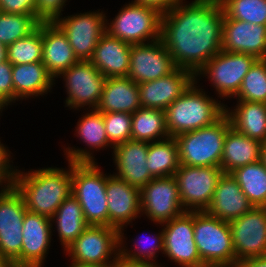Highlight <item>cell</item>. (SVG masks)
<instances>
[{"instance_id":"obj_1","label":"cell","mask_w":266,"mask_h":267,"mask_svg":"<svg viewBox=\"0 0 266 267\" xmlns=\"http://www.w3.org/2000/svg\"><path fill=\"white\" fill-rule=\"evenodd\" d=\"M184 3L162 14L160 39L176 67L196 74L222 50L224 11L219 0Z\"/></svg>"},{"instance_id":"obj_2","label":"cell","mask_w":266,"mask_h":267,"mask_svg":"<svg viewBox=\"0 0 266 267\" xmlns=\"http://www.w3.org/2000/svg\"><path fill=\"white\" fill-rule=\"evenodd\" d=\"M66 170L57 167L18 169L14 187L24 199L28 211L51 218L62 202L72 194L71 162Z\"/></svg>"},{"instance_id":"obj_3","label":"cell","mask_w":266,"mask_h":267,"mask_svg":"<svg viewBox=\"0 0 266 267\" xmlns=\"http://www.w3.org/2000/svg\"><path fill=\"white\" fill-rule=\"evenodd\" d=\"M197 85V81H194L165 109L166 127L170 137L210 126L225 114L226 105L207 95Z\"/></svg>"},{"instance_id":"obj_4","label":"cell","mask_w":266,"mask_h":267,"mask_svg":"<svg viewBox=\"0 0 266 267\" xmlns=\"http://www.w3.org/2000/svg\"><path fill=\"white\" fill-rule=\"evenodd\" d=\"M231 127L224 114L214 124L175 136L180 165L220 167L224 140Z\"/></svg>"},{"instance_id":"obj_5","label":"cell","mask_w":266,"mask_h":267,"mask_svg":"<svg viewBox=\"0 0 266 267\" xmlns=\"http://www.w3.org/2000/svg\"><path fill=\"white\" fill-rule=\"evenodd\" d=\"M72 194L88 225L109 226L106 174L96 163L71 162Z\"/></svg>"},{"instance_id":"obj_6","label":"cell","mask_w":266,"mask_h":267,"mask_svg":"<svg viewBox=\"0 0 266 267\" xmlns=\"http://www.w3.org/2000/svg\"><path fill=\"white\" fill-rule=\"evenodd\" d=\"M194 240L204 266L235 267L236 257L228 221L206 211H194Z\"/></svg>"},{"instance_id":"obj_7","label":"cell","mask_w":266,"mask_h":267,"mask_svg":"<svg viewBox=\"0 0 266 267\" xmlns=\"http://www.w3.org/2000/svg\"><path fill=\"white\" fill-rule=\"evenodd\" d=\"M161 18L155 8L126 3L110 23L106 21V32L129 44L153 42L160 39Z\"/></svg>"},{"instance_id":"obj_8","label":"cell","mask_w":266,"mask_h":267,"mask_svg":"<svg viewBox=\"0 0 266 267\" xmlns=\"http://www.w3.org/2000/svg\"><path fill=\"white\" fill-rule=\"evenodd\" d=\"M256 60L249 54L221 50L195 74V81H198L200 76H208L217 97L221 100L225 97L235 98L243 78Z\"/></svg>"},{"instance_id":"obj_9","label":"cell","mask_w":266,"mask_h":267,"mask_svg":"<svg viewBox=\"0 0 266 267\" xmlns=\"http://www.w3.org/2000/svg\"><path fill=\"white\" fill-rule=\"evenodd\" d=\"M65 252L72 263L113 264L119 255V230L111 226L89 225Z\"/></svg>"},{"instance_id":"obj_10","label":"cell","mask_w":266,"mask_h":267,"mask_svg":"<svg viewBox=\"0 0 266 267\" xmlns=\"http://www.w3.org/2000/svg\"><path fill=\"white\" fill-rule=\"evenodd\" d=\"M27 208L15 187L0 190V253L21 267L22 228Z\"/></svg>"},{"instance_id":"obj_11","label":"cell","mask_w":266,"mask_h":267,"mask_svg":"<svg viewBox=\"0 0 266 267\" xmlns=\"http://www.w3.org/2000/svg\"><path fill=\"white\" fill-rule=\"evenodd\" d=\"M223 173L220 167L179 165L174 176L185 211H206Z\"/></svg>"},{"instance_id":"obj_12","label":"cell","mask_w":266,"mask_h":267,"mask_svg":"<svg viewBox=\"0 0 266 267\" xmlns=\"http://www.w3.org/2000/svg\"><path fill=\"white\" fill-rule=\"evenodd\" d=\"M95 11L61 16L55 21L66 34L79 61L91 60L98 41L106 32V13Z\"/></svg>"},{"instance_id":"obj_13","label":"cell","mask_w":266,"mask_h":267,"mask_svg":"<svg viewBox=\"0 0 266 267\" xmlns=\"http://www.w3.org/2000/svg\"><path fill=\"white\" fill-rule=\"evenodd\" d=\"M141 214L161 226L183 213L175 176L153 178L140 189Z\"/></svg>"},{"instance_id":"obj_14","label":"cell","mask_w":266,"mask_h":267,"mask_svg":"<svg viewBox=\"0 0 266 267\" xmlns=\"http://www.w3.org/2000/svg\"><path fill=\"white\" fill-rule=\"evenodd\" d=\"M61 77L68 96L65 107L76 110L84 106L89 110L98 107L106 77L90 61H79L57 78Z\"/></svg>"},{"instance_id":"obj_15","label":"cell","mask_w":266,"mask_h":267,"mask_svg":"<svg viewBox=\"0 0 266 267\" xmlns=\"http://www.w3.org/2000/svg\"><path fill=\"white\" fill-rule=\"evenodd\" d=\"M229 225L236 263L266 256V207L253 206Z\"/></svg>"},{"instance_id":"obj_16","label":"cell","mask_w":266,"mask_h":267,"mask_svg":"<svg viewBox=\"0 0 266 267\" xmlns=\"http://www.w3.org/2000/svg\"><path fill=\"white\" fill-rule=\"evenodd\" d=\"M163 254L181 267H203L194 240V211L162 223Z\"/></svg>"},{"instance_id":"obj_17","label":"cell","mask_w":266,"mask_h":267,"mask_svg":"<svg viewBox=\"0 0 266 267\" xmlns=\"http://www.w3.org/2000/svg\"><path fill=\"white\" fill-rule=\"evenodd\" d=\"M176 68L161 39L144 44H131L127 77L137 84L167 76Z\"/></svg>"},{"instance_id":"obj_18","label":"cell","mask_w":266,"mask_h":267,"mask_svg":"<svg viewBox=\"0 0 266 267\" xmlns=\"http://www.w3.org/2000/svg\"><path fill=\"white\" fill-rule=\"evenodd\" d=\"M109 226L119 232L141 216L140 189L115 175H106Z\"/></svg>"},{"instance_id":"obj_19","label":"cell","mask_w":266,"mask_h":267,"mask_svg":"<svg viewBox=\"0 0 266 267\" xmlns=\"http://www.w3.org/2000/svg\"><path fill=\"white\" fill-rule=\"evenodd\" d=\"M195 81V74L184 68H176L167 76L138 83L141 107L165 110Z\"/></svg>"},{"instance_id":"obj_20","label":"cell","mask_w":266,"mask_h":267,"mask_svg":"<svg viewBox=\"0 0 266 267\" xmlns=\"http://www.w3.org/2000/svg\"><path fill=\"white\" fill-rule=\"evenodd\" d=\"M222 51L245 53L256 59H266V25L224 18Z\"/></svg>"},{"instance_id":"obj_21","label":"cell","mask_w":266,"mask_h":267,"mask_svg":"<svg viewBox=\"0 0 266 267\" xmlns=\"http://www.w3.org/2000/svg\"><path fill=\"white\" fill-rule=\"evenodd\" d=\"M51 218L26 211L22 228L21 267H42L52 239Z\"/></svg>"},{"instance_id":"obj_22","label":"cell","mask_w":266,"mask_h":267,"mask_svg":"<svg viewBox=\"0 0 266 267\" xmlns=\"http://www.w3.org/2000/svg\"><path fill=\"white\" fill-rule=\"evenodd\" d=\"M148 142L127 140L113 147V160L116 166V177L129 185L141 189L154 177L147 167Z\"/></svg>"},{"instance_id":"obj_23","label":"cell","mask_w":266,"mask_h":267,"mask_svg":"<svg viewBox=\"0 0 266 267\" xmlns=\"http://www.w3.org/2000/svg\"><path fill=\"white\" fill-rule=\"evenodd\" d=\"M85 115H82L75 127V135L80 138L83 143L89 148L64 147V154L68 162L74 163H96L91 150H102L103 148L113 146L109 143L105 130L103 115L96 109H90ZM107 146V147H106Z\"/></svg>"},{"instance_id":"obj_24","label":"cell","mask_w":266,"mask_h":267,"mask_svg":"<svg viewBox=\"0 0 266 267\" xmlns=\"http://www.w3.org/2000/svg\"><path fill=\"white\" fill-rule=\"evenodd\" d=\"M42 43V63L54 80L79 62L66 34L55 22H42Z\"/></svg>"},{"instance_id":"obj_25","label":"cell","mask_w":266,"mask_h":267,"mask_svg":"<svg viewBox=\"0 0 266 267\" xmlns=\"http://www.w3.org/2000/svg\"><path fill=\"white\" fill-rule=\"evenodd\" d=\"M131 44L105 32L98 41L90 62L106 78L127 77Z\"/></svg>"},{"instance_id":"obj_26","label":"cell","mask_w":266,"mask_h":267,"mask_svg":"<svg viewBox=\"0 0 266 267\" xmlns=\"http://www.w3.org/2000/svg\"><path fill=\"white\" fill-rule=\"evenodd\" d=\"M253 205L242 192L231 173L220 177L210 206L206 212L224 221H231L247 213Z\"/></svg>"},{"instance_id":"obj_27","label":"cell","mask_w":266,"mask_h":267,"mask_svg":"<svg viewBox=\"0 0 266 267\" xmlns=\"http://www.w3.org/2000/svg\"><path fill=\"white\" fill-rule=\"evenodd\" d=\"M141 107L138 84L128 77L106 78L98 112L134 113Z\"/></svg>"},{"instance_id":"obj_28","label":"cell","mask_w":266,"mask_h":267,"mask_svg":"<svg viewBox=\"0 0 266 267\" xmlns=\"http://www.w3.org/2000/svg\"><path fill=\"white\" fill-rule=\"evenodd\" d=\"M263 142L249 138L235 130L228 129L224 140L223 155L220 168L224 173L261 160Z\"/></svg>"},{"instance_id":"obj_29","label":"cell","mask_w":266,"mask_h":267,"mask_svg":"<svg viewBox=\"0 0 266 267\" xmlns=\"http://www.w3.org/2000/svg\"><path fill=\"white\" fill-rule=\"evenodd\" d=\"M14 103L16 100L43 96L52 89L54 78L48 73L42 62L18 64L12 67Z\"/></svg>"},{"instance_id":"obj_30","label":"cell","mask_w":266,"mask_h":267,"mask_svg":"<svg viewBox=\"0 0 266 267\" xmlns=\"http://www.w3.org/2000/svg\"><path fill=\"white\" fill-rule=\"evenodd\" d=\"M235 106L225 108L231 126L249 138L266 142V103L237 101Z\"/></svg>"},{"instance_id":"obj_31","label":"cell","mask_w":266,"mask_h":267,"mask_svg":"<svg viewBox=\"0 0 266 267\" xmlns=\"http://www.w3.org/2000/svg\"><path fill=\"white\" fill-rule=\"evenodd\" d=\"M51 223H56L55 226L64 251L89 226L84 219L82 207L73 194L62 202L51 217Z\"/></svg>"},{"instance_id":"obj_32","label":"cell","mask_w":266,"mask_h":267,"mask_svg":"<svg viewBox=\"0 0 266 267\" xmlns=\"http://www.w3.org/2000/svg\"><path fill=\"white\" fill-rule=\"evenodd\" d=\"M169 137L165 110L140 107L132 113V140L151 143Z\"/></svg>"},{"instance_id":"obj_33","label":"cell","mask_w":266,"mask_h":267,"mask_svg":"<svg viewBox=\"0 0 266 267\" xmlns=\"http://www.w3.org/2000/svg\"><path fill=\"white\" fill-rule=\"evenodd\" d=\"M253 206L266 207V166L261 160L231 172Z\"/></svg>"},{"instance_id":"obj_34","label":"cell","mask_w":266,"mask_h":267,"mask_svg":"<svg viewBox=\"0 0 266 267\" xmlns=\"http://www.w3.org/2000/svg\"><path fill=\"white\" fill-rule=\"evenodd\" d=\"M146 158L147 167L154 178L173 176L180 165L178 147L173 137L149 143Z\"/></svg>"},{"instance_id":"obj_35","label":"cell","mask_w":266,"mask_h":267,"mask_svg":"<svg viewBox=\"0 0 266 267\" xmlns=\"http://www.w3.org/2000/svg\"><path fill=\"white\" fill-rule=\"evenodd\" d=\"M42 22L27 36L7 46V60L12 65L42 62Z\"/></svg>"},{"instance_id":"obj_36","label":"cell","mask_w":266,"mask_h":267,"mask_svg":"<svg viewBox=\"0 0 266 267\" xmlns=\"http://www.w3.org/2000/svg\"><path fill=\"white\" fill-rule=\"evenodd\" d=\"M237 101L266 103V59H257L243 78Z\"/></svg>"},{"instance_id":"obj_37","label":"cell","mask_w":266,"mask_h":267,"mask_svg":"<svg viewBox=\"0 0 266 267\" xmlns=\"http://www.w3.org/2000/svg\"><path fill=\"white\" fill-rule=\"evenodd\" d=\"M148 236L149 237L147 238L145 237L140 238L138 236L139 240L137 239V241H134V244H133L134 250L131 249L130 251V249L128 250L126 245L124 244L126 242L123 240V239H126L124 236V232H119V255L132 261L149 262L151 264L157 265L158 267H161V265L157 263L156 261L157 259L155 258L158 256L157 253H159V251L162 252V255L164 252L163 229H161V232H159L158 234H154V235L152 234L151 236L150 235ZM141 240H142V243H144L143 245H145L147 242L149 244L147 243L146 246L142 248V245L140 243ZM162 267H165V266H162Z\"/></svg>"},{"instance_id":"obj_38","label":"cell","mask_w":266,"mask_h":267,"mask_svg":"<svg viewBox=\"0 0 266 267\" xmlns=\"http://www.w3.org/2000/svg\"><path fill=\"white\" fill-rule=\"evenodd\" d=\"M224 18L266 25V0H219Z\"/></svg>"},{"instance_id":"obj_39","label":"cell","mask_w":266,"mask_h":267,"mask_svg":"<svg viewBox=\"0 0 266 267\" xmlns=\"http://www.w3.org/2000/svg\"><path fill=\"white\" fill-rule=\"evenodd\" d=\"M39 24L32 15L0 12V43L8 46L33 32Z\"/></svg>"},{"instance_id":"obj_40","label":"cell","mask_w":266,"mask_h":267,"mask_svg":"<svg viewBox=\"0 0 266 267\" xmlns=\"http://www.w3.org/2000/svg\"><path fill=\"white\" fill-rule=\"evenodd\" d=\"M109 143L115 147L131 139L132 113H102Z\"/></svg>"},{"instance_id":"obj_41","label":"cell","mask_w":266,"mask_h":267,"mask_svg":"<svg viewBox=\"0 0 266 267\" xmlns=\"http://www.w3.org/2000/svg\"><path fill=\"white\" fill-rule=\"evenodd\" d=\"M68 0H36V19L41 22H55L61 17Z\"/></svg>"},{"instance_id":"obj_42","label":"cell","mask_w":266,"mask_h":267,"mask_svg":"<svg viewBox=\"0 0 266 267\" xmlns=\"http://www.w3.org/2000/svg\"><path fill=\"white\" fill-rule=\"evenodd\" d=\"M0 141V189H8L14 187L16 175H17V167H13L10 160L11 151L6 148ZM3 185V186H2Z\"/></svg>"},{"instance_id":"obj_43","label":"cell","mask_w":266,"mask_h":267,"mask_svg":"<svg viewBox=\"0 0 266 267\" xmlns=\"http://www.w3.org/2000/svg\"><path fill=\"white\" fill-rule=\"evenodd\" d=\"M12 67L13 65L8 60L0 63V99L8 106L14 103Z\"/></svg>"},{"instance_id":"obj_44","label":"cell","mask_w":266,"mask_h":267,"mask_svg":"<svg viewBox=\"0 0 266 267\" xmlns=\"http://www.w3.org/2000/svg\"><path fill=\"white\" fill-rule=\"evenodd\" d=\"M0 12L32 15L36 18V0H0Z\"/></svg>"},{"instance_id":"obj_45","label":"cell","mask_w":266,"mask_h":267,"mask_svg":"<svg viewBox=\"0 0 266 267\" xmlns=\"http://www.w3.org/2000/svg\"><path fill=\"white\" fill-rule=\"evenodd\" d=\"M182 1L183 0H134L131 2L155 8L163 14Z\"/></svg>"},{"instance_id":"obj_46","label":"cell","mask_w":266,"mask_h":267,"mask_svg":"<svg viewBox=\"0 0 266 267\" xmlns=\"http://www.w3.org/2000/svg\"><path fill=\"white\" fill-rule=\"evenodd\" d=\"M112 267H158L155 264L149 262L132 261L118 255L116 261L112 264Z\"/></svg>"},{"instance_id":"obj_47","label":"cell","mask_w":266,"mask_h":267,"mask_svg":"<svg viewBox=\"0 0 266 267\" xmlns=\"http://www.w3.org/2000/svg\"><path fill=\"white\" fill-rule=\"evenodd\" d=\"M235 267H266V256L246 259L236 263Z\"/></svg>"},{"instance_id":"obj_48","label":"cell","mask_w":266,"mask_h":267,"mask_svg":"<svg viewBox=\"0 0 266 267\" xmlns=\"http://www.w3.org/2000/svg\"><path fill=\"white\" fill-rule=\"evenodd\" d=\"M7 61V46L0 43V63Z\"/></svg>"},{"instance_id":"obj_49","label":"cell","mask_w":266,"mask_h":267,"mask_svg":"<svg viewBox=\"0 0 266 267\" xmlns=\"http://www.w3.org/2000/svg\"><path fill=\"white\" fill-rule=\"evenodd\" d=\"M68 267H112V264H105V265H82V264H77V263H71L70 266Z\"/></svg>"},{"instance_id":"obj_50","label":"cell","mask_w":266,"mask_h":267,"mask_svg":"<svg viewBox=\"0 0 266 267\" xmlns=\"http://www.w3.org/2000/svg\"><path fill=\"white\" fill-rule=\"evenodd\" d=\"M0 267H13V265L0 253Z\"/></svg>"},{"instance_id":"obj_51","label":"cell","mask_w":266,"mask_h":267,"mask_svg":"<svg viewBox=\"0 0 266 267\" xmlns=\"http://www.w3.org/2000/svg\"><path fill=\"white\" fill-rule=\"evenodd\" d=\"M261 161L266 166V142H263L262 145Z\"/></svg>"},{"instance_id":"obj_52","label":"cell","mask_w":266,"mask_h":267,"mask_svg":"<svg viewBox=\"0 0 266 267\" xmlns=\"http://www.w3.org/2000/svg\"><path fill=\"white\" fill-rule=\"evenodd\" d=\"M5 107H8V105L0 99V113H2V110L5 109Z\"/></svg>"},{"instance_id":"obj_53","label":"cell","mask_w":266,"mask_h":267,"mask_svg":"<svg viewBox=\"0 0 266 267\" xmlns=\"http://www.w3.org/2000/svg\"><path fill=\"white\" fill-rule=\"evenodd\" d=\"M203 267H228V266H203Z\"/></svg>"}]
</instances>
